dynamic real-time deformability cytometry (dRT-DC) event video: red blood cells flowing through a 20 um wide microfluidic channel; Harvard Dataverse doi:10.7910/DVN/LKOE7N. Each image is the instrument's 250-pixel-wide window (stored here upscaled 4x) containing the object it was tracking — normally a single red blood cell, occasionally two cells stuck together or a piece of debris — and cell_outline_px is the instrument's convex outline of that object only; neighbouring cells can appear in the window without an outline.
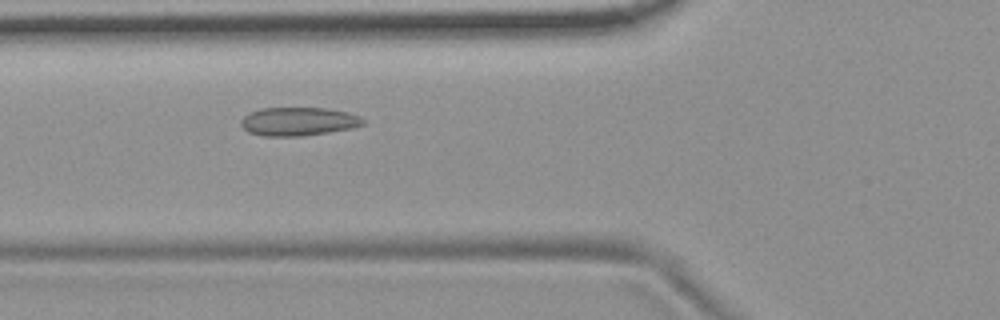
{"species": "common noctule bat (a hibernating species)", "species_latin": "Nyctalus noctula", "temperature_condition": "room temperature", "stored_images_in_passage": 6, "camera_frame_rate_fps": 3000, "um_per_image_px": 0.085, "animal": {"sex": "female", "body_mass_g": 19.9}, "frame": {"image": 1, "passage_image": 3, "time_ms": 0.667, "image_size_px": [1000, 320], "cell_outline_px": [[364, 124], [352, 128], [304, 136], [264, 136], [248, 132], [240, 124], [240, 120], [248, 112], [260, 108], [328, 108], [348, 112], [360, 116], [364, 120]], "centroid_in_image_um": [25.34, 10.32], "position_along_channel_um": 100.5, "area_um2": 20.4}}
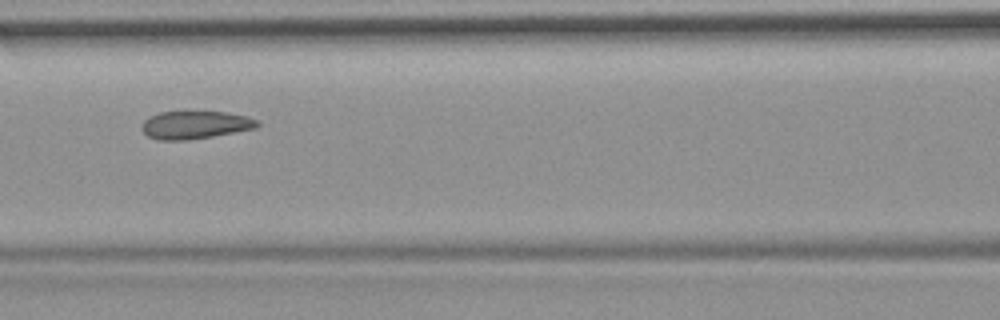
{"frame": {"image": 2, "passage_image": 4, "time_ms": 1.0, "image_size_px": [1000, 320], "cell_outline_px": [[260, 124], [256, 128], [212, 136], [188, 140], [160, 140], [148, 136], [140, 128], [144, 120], [148, 116], [160, 112], [228, 112], [248, 116], [256, 120]], "centroid_in_image_um": [16.57, 10.61], "position_along_channel_um": 150.0, "area_um2": 18.73}}